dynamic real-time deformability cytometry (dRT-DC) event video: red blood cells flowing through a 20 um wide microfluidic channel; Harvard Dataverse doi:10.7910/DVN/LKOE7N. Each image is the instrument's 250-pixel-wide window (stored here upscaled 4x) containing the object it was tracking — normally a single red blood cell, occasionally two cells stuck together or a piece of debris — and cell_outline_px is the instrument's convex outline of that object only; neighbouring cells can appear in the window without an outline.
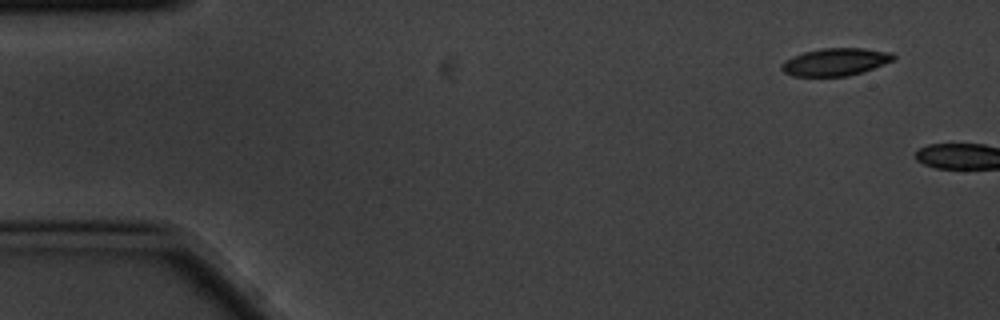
{"species": "common noctule bat (a hibernating species)", "species_latin": "Nyctalus noctula", "temperature_condition": "cold", "stored_images_in_passage": 2, "camera_frame_rate_fps": 3000, "um_per_image_px": 0.085, "animal": {"sex": "male", "body_mass_g": 20.1, "forearm_length_mm": 53.5}, "frame": {"image": 1, "passage_image": 1, "time_ms": 0.0, "image_size_px": [1000, 320], "cell_outline_px": [[896, 56], [892, 60], [884, 64], [848, 76], [792, 76], [784, 72], [780, 68], [780, 64], [784, 60], [792, 56], [804, 52], [820, 48], [864, 48], [892, 52]], "centroid_in_image_um": [70.97, 5.25], "position_along_channel_um": 14.0, "area_um2": 17.98}}